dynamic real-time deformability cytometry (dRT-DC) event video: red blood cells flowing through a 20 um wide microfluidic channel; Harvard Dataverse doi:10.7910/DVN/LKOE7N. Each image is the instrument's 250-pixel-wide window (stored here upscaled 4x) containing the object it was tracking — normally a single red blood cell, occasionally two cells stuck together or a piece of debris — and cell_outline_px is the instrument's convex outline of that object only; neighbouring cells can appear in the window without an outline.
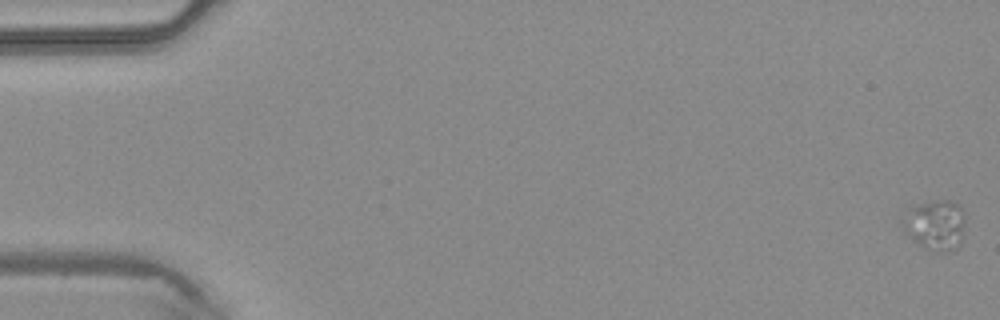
{"species": "common noctule bat (a hibernating species)", "species_latin": "Nyctalus noctula", "temperature_condition": "warm", "stored_images_in_passage": 6, "camera_frame_rate_fps": 3000, "um_per_image_px": 0.085, "animal": {"sex": "male", "body_mass_g": 20.4}, "frame": {"image": 1, "passage_image": 1, "time_ms": 0.0, "image_size_px": [1000, 320], "cell_outline_px": [[964, 224], [960, 244], [956, 252], [932, 252], [924, 248], [904, 232], [904, 224], [912, 204], [940, 200], [948, 200], [956, 204], [960, 208], [964, 216]], "centroid_in_image_um": [79.54, 19.17], "position_along_channel_um": 5.5, "area_um2": 18.21}}
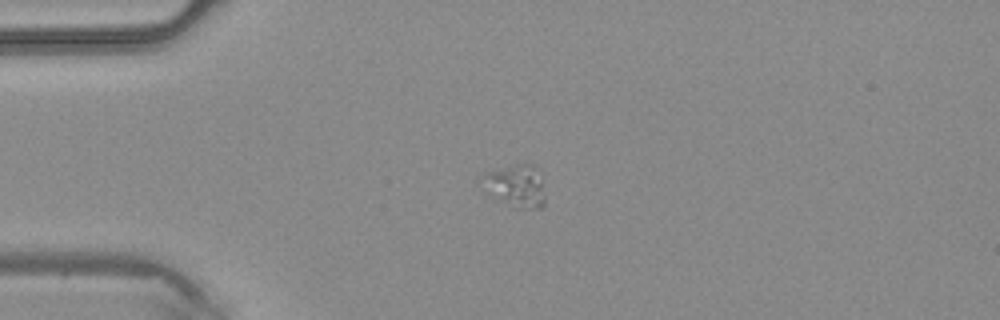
{"frame": {"image": 2, "passage_image": 4, "time_ms": 1.0, "image_size_px": [1000, 320], "cell_outline_px": [[544, 208], [516, 208], [488, 196], [476, 180], [484, 172], [516, 164], [532, 164], [540, 180], [544, 196]], "centroid_in_image_um": [43.7, 15.82], "position_along_channel_um": 41.3, "area_um2": 15.9}}
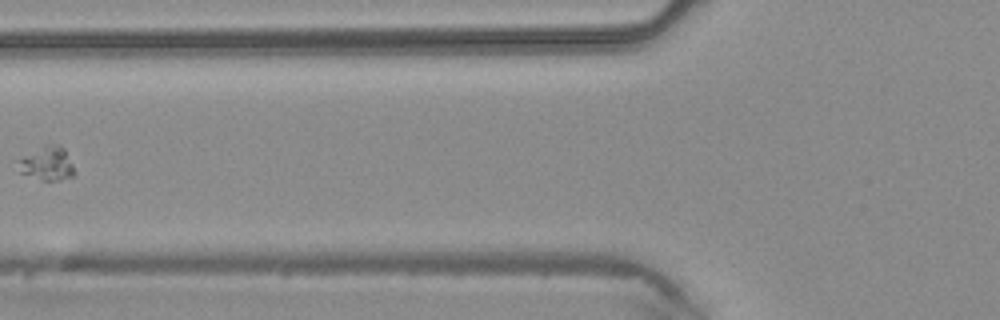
{"frame": {"image": 3, "passage_image": 6, "time_ms": 1.667, "image_size_px": [1000, 320], "cell_outline_px": [[72, 176], [60, 180], [40, 180], [20, 172], [16, 160], [44, 144], [60, 144], [64, 148], [72, 164]], "centroid_in_image_um": [3.96, 13.87], "position_along_channel_um": 121.8, "area_um2": 11.04}}